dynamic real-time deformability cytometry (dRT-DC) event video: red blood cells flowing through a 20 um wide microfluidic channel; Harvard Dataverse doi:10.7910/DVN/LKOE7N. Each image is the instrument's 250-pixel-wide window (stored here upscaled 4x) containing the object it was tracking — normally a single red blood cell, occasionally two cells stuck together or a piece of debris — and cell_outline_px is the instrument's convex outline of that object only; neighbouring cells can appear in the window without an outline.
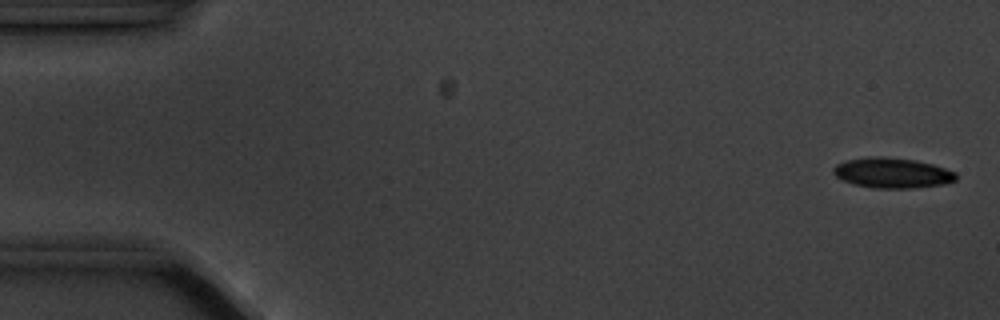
{"species": "common noctule bat (a hibernating species)", "species_latin": "Nyctalus noctula", "temperature_condition": "cold", "stored_images_in_passage": 15, "camera_frame_rate_fps": 3000, "um_per_image_px": 0.085, "animal": {"sex": "male", "body_mass_g": 20.1, "forearm_length_mm": 53.5}, "frame": {"image": 1, "passage_image": 1, "time_ms": 0.0, "image_size_px": [1000, 320], "cell_outline_px": [[956, 180], [944, 184], [916, 188], [876, 188], [856, 184], [840, 180], [832, 172], [832, 168], [836, 164], [844, 160], [868, 156], [880, 156], [916, 160], [932, 164], [956, 172]], "centroid_in_image_um": [75.81, 14.69], "position_along_channel_um": 9.2, "area_um2": 21.79}}
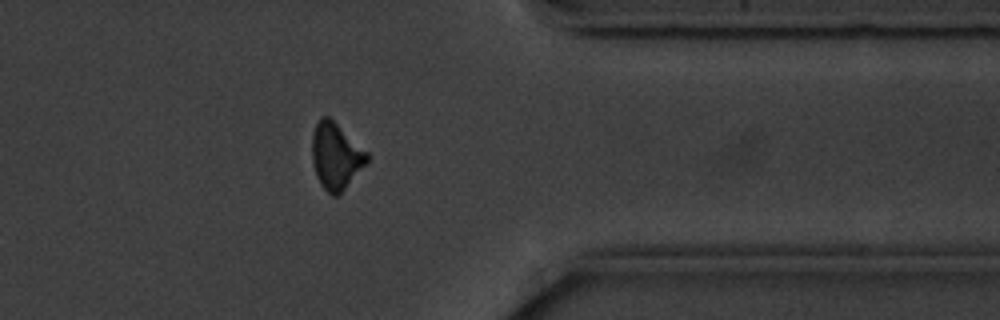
{"frame": {"image": 2, "passage_image": 13, "time_ms": 14.333, "image_size_px": [1000, 320], "cell_outline_px": [[368, 160], [344, 188], [336, 196], [332, 196], [320, 184], [316, 176], [312, 160], [312, 136], [316, 124], [320, 116], [328, 116], [368, 152]], "centroid_in_image_um": [28.51, 13.24], "position_along_channel_um": 382.9, "area_um2": 20.81}}
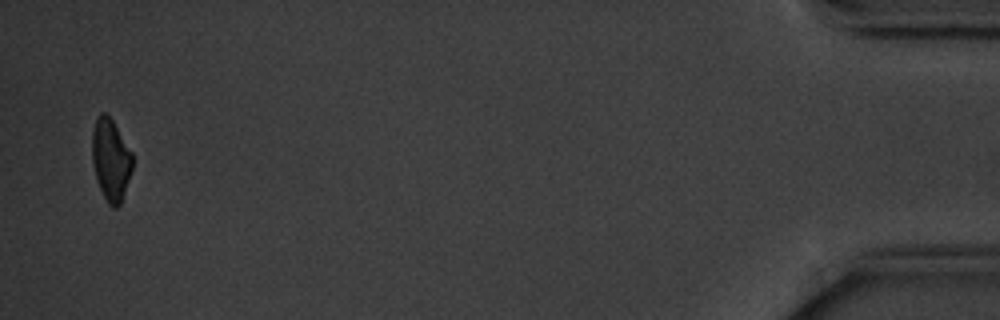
{"frame": {"image": 3, "passage_image": 15, "time_ms": 17.667, "image_size_px": [1000, 320], "cell_outline_px": [[132, 168], [120, 204], [116, 208], [112, 208], [108, 204], [96, 180], [92, 164], [92, 132], [96, 116], [100, 112], [104, 112], [112, 120], [132, 152]], "centroid_in_image_um": [9.39, 13.56], "position_along_channel_um": 425.8, "area_um2": 19.19}, "authors_computed_cell_mechanics": {"area_um2": 22.1374, "velocity_mm_per_s": 3.5581, "shape_relaxation_time_tau1_ms": 3.0046, "shape_relaxation_time_tau2_ms": 9.4705, "deformation_change_tau1": 0.0953, "deformation_change_tau2": 0.154}}